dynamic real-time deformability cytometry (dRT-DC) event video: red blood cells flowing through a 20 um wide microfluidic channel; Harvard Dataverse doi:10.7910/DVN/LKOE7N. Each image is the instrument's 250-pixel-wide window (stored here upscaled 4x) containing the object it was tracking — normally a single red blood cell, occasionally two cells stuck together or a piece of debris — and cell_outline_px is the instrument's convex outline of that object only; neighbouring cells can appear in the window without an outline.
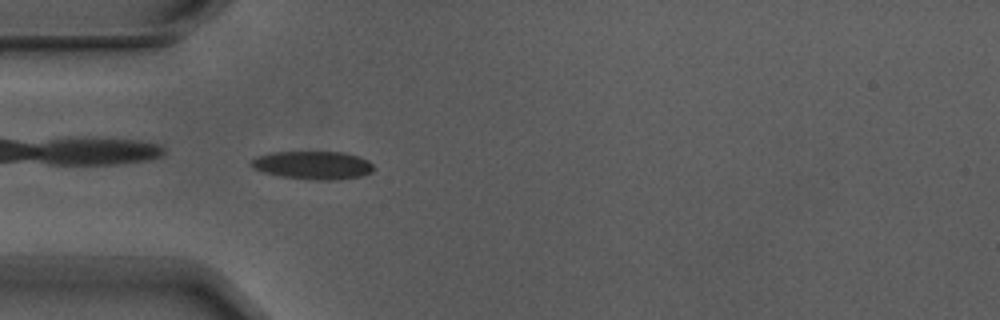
{"species": "Egyptian fruit bat (a non-hibernating species)", "species_latin": "Rousettus aegyptiacus", "temperature_condition": "warm", "stored_images_in_passage": 5, "camera_frame_rate_fps": 3000, "um_per_image_px": 0.085, "animal": {"sex": "male"}, "frame": {"image": 1, "passage_image": 5, "time_ms": 1.333, "image_size_px": [1000, 320], "cell_outline_px": [[376, 168], [372, 172], [364, 176], [336, 180], [316, 180], [280, 176], [264, 172], [252, 168], [248, 164], [256, 156], [272, 152], [344, 152], [368, 160]], "centroid_in_image_um": [26.61, 14.04], "position_along_channel_um": 58.4, "area_um2": 20.29}}